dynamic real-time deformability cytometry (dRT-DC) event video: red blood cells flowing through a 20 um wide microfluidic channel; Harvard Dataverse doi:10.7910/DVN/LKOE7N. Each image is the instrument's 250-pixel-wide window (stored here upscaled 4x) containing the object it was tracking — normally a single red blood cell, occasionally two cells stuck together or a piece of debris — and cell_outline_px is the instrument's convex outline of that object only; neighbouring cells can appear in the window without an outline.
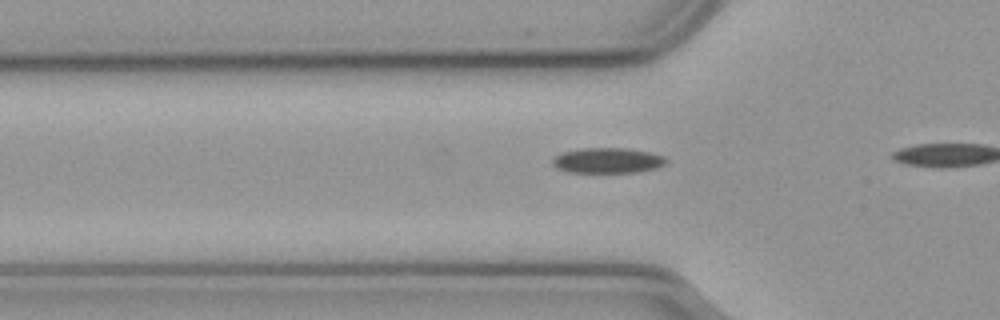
{"species": "common noctule bat (a hibernating species)", "species_latin": "Nyctalus noctula", "temperature_condition": "cold", "stored_images_in_passage": 9, "camera_frame_rate_fps": 3000, "um_per_image_px": 0.085, "animal": {"sex": "male", "body_mass_g": 23.1, "forearm_length_mm": 52.7}, "frame": {"image": 1, "passage_image": 4, "time_ms": 1.0, "image_size_px": [1000, 320], "cell_outline_px": [[668, 160], [664, 164], [656, 168], [636, 172], [568, 172], [556, 168], [552, 164], [552, 160], [560, 152], [580, 148], [628, 148], [648, 152], [664, 156]], "centroid_in_image_um": [51.61, 13.63], "position_along_channel_um": 74.2, "area_um2": 16.82}}